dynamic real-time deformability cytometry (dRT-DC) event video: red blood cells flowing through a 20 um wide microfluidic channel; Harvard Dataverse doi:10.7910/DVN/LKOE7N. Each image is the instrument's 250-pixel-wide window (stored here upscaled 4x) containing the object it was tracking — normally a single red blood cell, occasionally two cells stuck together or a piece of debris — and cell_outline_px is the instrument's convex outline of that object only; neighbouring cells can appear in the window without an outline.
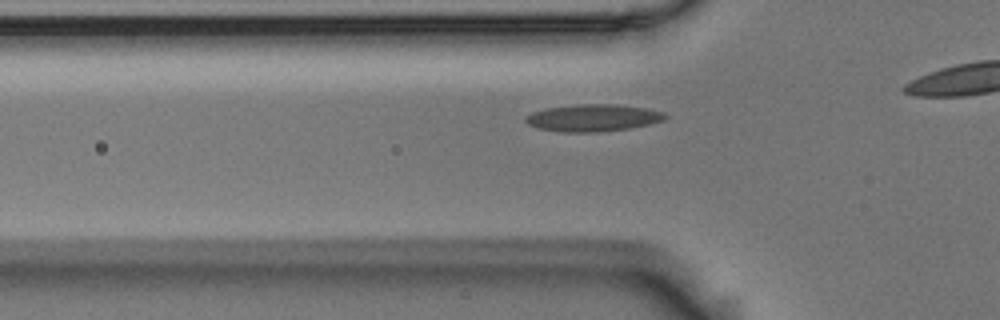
{"species": "Egyptian fruit bat (a non-hibernating species)", "species_latin": "Rousettus aegyptiacus", "temperature_condition": "room temperature", "stored_images_in_passage": 34, "camera_frame_rate_fps": 3000, "um_per_image_px": 0.085, "animal": {"sex": "male"}, "frame": {"image": 1, "passage_image": 7, "time_ms": 2.0, "image_size_px": [1000, 320], "cell_outline_px": [[668, 116], [664, 120], [648, 124], [628, 128], [600, 132], [560, 132], [536, 128], [528, 124], [524, 120], [524, 116], [532, 112], [544, 108], [576, 104], [616, 104], [648, 108], [664, 112]], "centroid_in_image_um": [50.37, 10.01], "position_along_channel_um": 75.4, "area_um2": 22.31}}
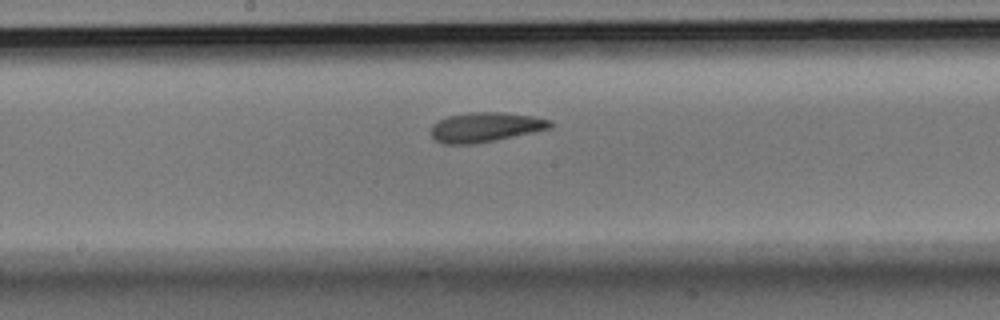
{"frame": {"image": 2, "passage_image": 18, "time_ms": 5.667, "image_size_px": [1000, 320], "cell_outline_px": [[552, 128], [496, 140], [472, 144], [444, 144], [436, 140], [432, 136], [432, 124], [448, 116], [472, 112], [504, 112], [532, 116], [552, 120]], "centroid_in_image_um": [41.28, 10.8], "position_along_channel_um": 206.9, "area_um2": 20.52}}
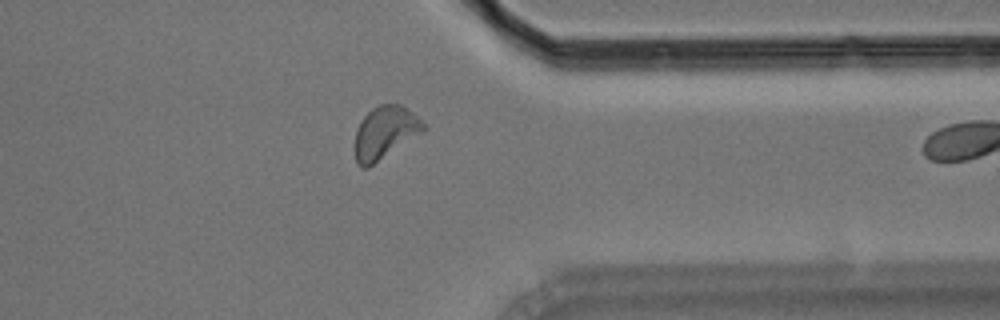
{"frame": {"image": 3, "passage_image": 33, "time_ms": 10.667, "image_size_px": [1000, 320], "cell_outline_px": [[428, 128], [424, 132], [368, 168], [360, 168], [356, 164], [352, 148], [356, 128], [360, 120], [372, 108], [380, 104], [400, 104], [416, 116]], "centroid_in_image_um": [32.66, 11.31], "position_along_channel_um": 378.7, "area_um2": 21.56}}